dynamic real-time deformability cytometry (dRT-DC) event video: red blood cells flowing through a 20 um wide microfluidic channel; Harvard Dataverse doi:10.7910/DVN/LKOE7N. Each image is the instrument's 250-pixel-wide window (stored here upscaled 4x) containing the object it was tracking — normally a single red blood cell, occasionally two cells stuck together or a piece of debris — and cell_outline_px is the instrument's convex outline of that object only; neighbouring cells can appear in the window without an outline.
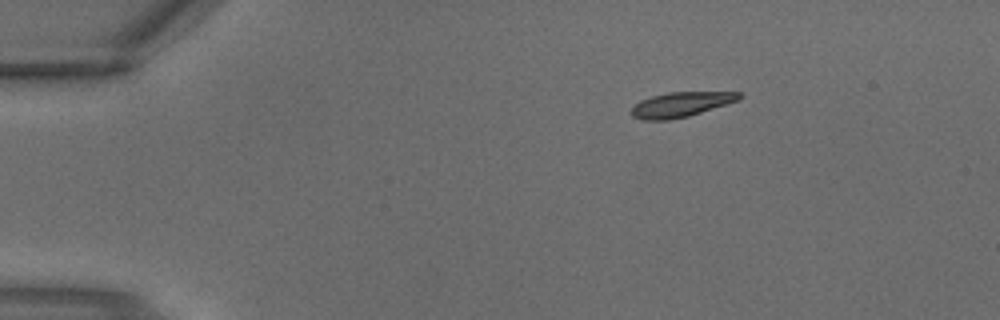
{"species": "common noctule bat (a hibernating species)", "species_latin": "Nyctalus noctula", "temperature_condition": "warm", "stored_images_in_passage": 4, "segment_of_instrument_passage": [2, 2], "camera_frame_rate_fps": 3000, "um_per_image_px": 0.085, "animal": {"sex": "male", "body_mass_g": 18.8}, "frame": {"image": 1, "passage_image": 4, "time_ms": 1.0, "image_size_px": [1000, 320], "cell_outline_px": [[740, 100], [688, 116], [668, 120], [640, 120], [632, 116], [632, 104], [640, 100], [652, 96], [668, 92], [740, 92]], "centroid_in_image_um": [57.83, 8.88], "position_along_channel_um": 27.2, "area_um2": 15.61}}